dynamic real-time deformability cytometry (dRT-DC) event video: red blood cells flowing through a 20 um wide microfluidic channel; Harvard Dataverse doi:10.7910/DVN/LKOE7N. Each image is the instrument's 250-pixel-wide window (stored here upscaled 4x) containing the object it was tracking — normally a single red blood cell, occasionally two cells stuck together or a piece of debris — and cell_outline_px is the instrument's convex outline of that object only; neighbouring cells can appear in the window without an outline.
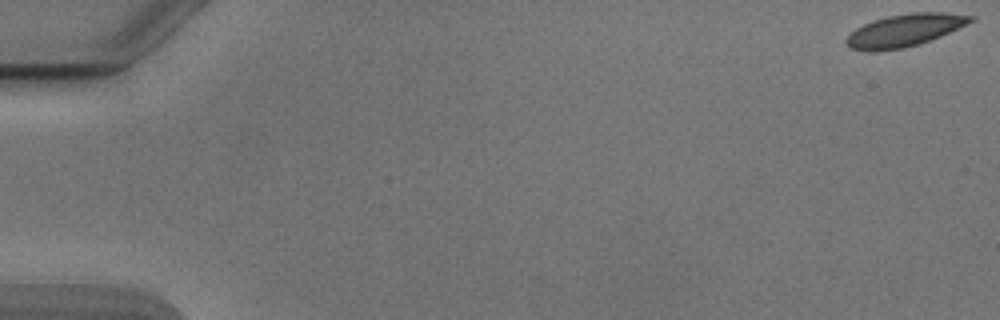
{"species": "Egyptian fruit bat (a non-hibernating species)", "species_latin": "Rousettus aegyptiacus", "temperature_condition": "cold", "stored_images_in_passage": 54, "camera_frame_rate_fps": 3000, "um_per_image_px": 0.085, "animal": {"sex": "male"}, "frame": {"image": 1, "passage_image": 1, "time_ms": 0.0, "image_size_px": [1000, 320], "cell_outline_px": [[976, 20], [968, 24], [940, 36], [920, 44], [904, 48], [876, 52], [868, 52], [848, 48], [844, 44], [844, 40], [856, 28], [872, 20], [888, 16], [912, 12], [944, 12], [976, 16]], "centroid_in_image_um": [76.88, 2.59], "position_along_channel_um": 8.1, "area_um2": 23.87}}
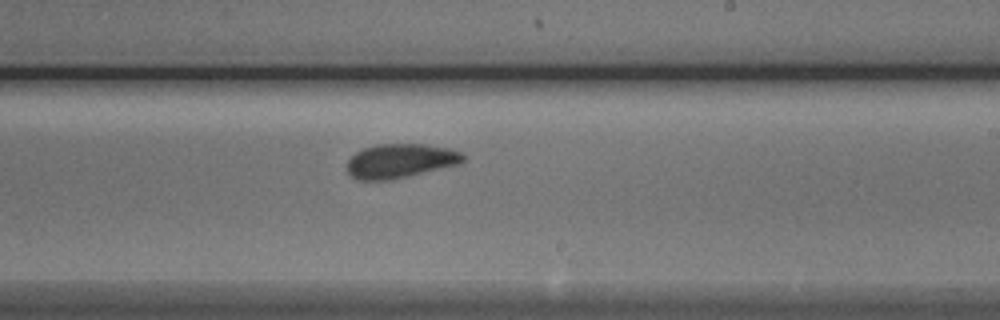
{"frame": {"image": 2, "passage_image": 33, "time_ms": 10.667, "image_size_px": [1000, 320], "cell_outline_px": [[468, 156], [460, 164], [408, 176], [388, 180], [356, 180], [348, 172], [348, 160], [356, 152], [364, 148], [376, 144], [424, 144], [448, 148], [460, 152]], "centroid_in_image_um": [34.05, 13.67], "position_along_channel_um": 255.0, "area_um2": 23.12}}
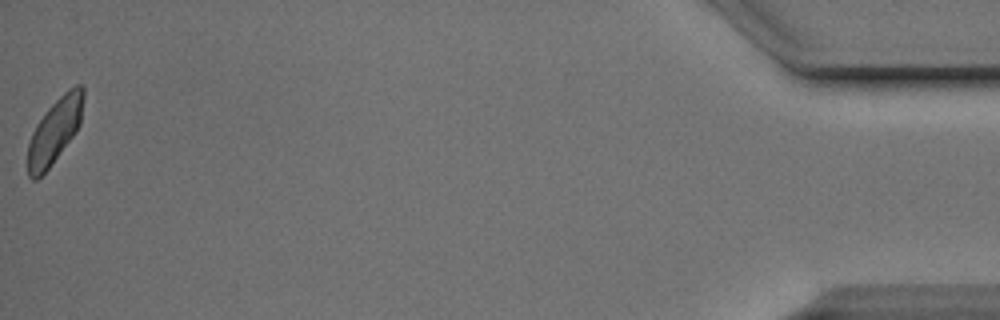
{"frame": {"image": 3, "passage_image": 54, "time_ms": 17.667, "image_size_px": [1000, 320], "cell_outline_px": [[84, 96], [80, 124], [76, 132], [48, 168], [36, 180], [32, 180], [28, 176], [28, 144], [32, 132], [36, 124], [48, 108], [68, 88], [76, 84], [80, 84], [84, 88]], "centroid_in_image_um": [4.66, 11.09], "position_along_channel_um": 430.5, "area_um2": 20.87}, "authors_computed_cell_mechanics": {"area_um2": 23.2356, "velocity_mm_per_s": 3.8488, "shape_relaxation_time_tau1_ms": 2.7506, "shape_relaxation_time_tau2_ms": 1.5075, "deformation_change_tau1": 0.0964, "deformation_change_tau2": 0.0429}}